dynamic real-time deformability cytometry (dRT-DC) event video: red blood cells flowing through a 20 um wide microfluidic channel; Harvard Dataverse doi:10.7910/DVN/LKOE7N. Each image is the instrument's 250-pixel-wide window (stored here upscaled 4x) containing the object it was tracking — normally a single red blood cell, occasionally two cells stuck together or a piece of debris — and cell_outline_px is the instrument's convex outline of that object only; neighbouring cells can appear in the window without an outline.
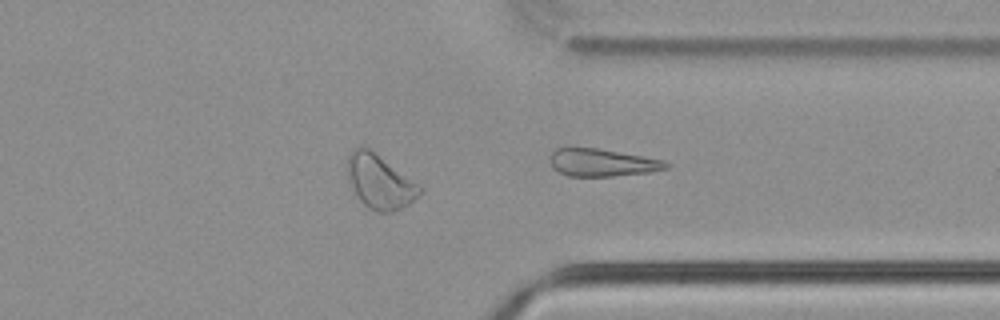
{"species": "common noctule bat (a hibernating species)", "species_latin": "Nyctalus noctula", "temperature_condition": "cold", "stored_images_in_passage": 28, "camera_frame_rate_fps": 3000, "um_per_image_px": 0.085, "animal": {"sex": "male", "body_mass_g": 21.5, "forearm_length_mm": 52.0}, "frame": {"image": 1, "passage_image": 28, "time_ms": 9.0, "image_size_px": [1000, 320], "cell_outline_px": [[672, 164], [668, 168], [652, 172], [612, 176], [568, 176], [552, 168], [548, 160], [548, 156], [556, 148], [572, 144], [596, 148], [664, 160]], "centroid_in_image_um": [51.1, 13.79], "position_along_channel_um": 360.3, "area_um2": 19.31}}